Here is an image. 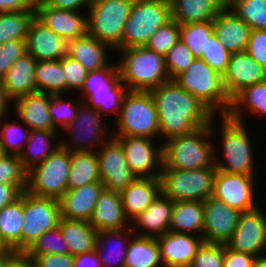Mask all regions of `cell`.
Wrapping results in <instances>:
<instances>
[{
	"label": "cell",
	"mask_w": 266,
	"mask_h": 267,
	"mask_svg": "<svg viewBox=\"0 0 266 267\" xmlns=\"http://www.w3.org/2000/svg\"><path fill=\"white\" fill-rule=\"evenodd\" d=\"M34 10V0H0V12Z\"/></svg>",
	"instance_id": "cell-58"
},
{
	"label": "cell",
	"mask_w": 266,
	"mask_h": 267,
	"mask_svg": "<svg viewBox=\"0 0 266 267\" xmlns=\"http://www.w3.org/2000/svg\"><path fill=\"white\" fill-rule=\"evenodd\" d=\"M226 6L251 30H266V0H227Z\"/></svg>",
	"instance_id": "cell-43"
},
{
	"label": "cell",
	"mask_w": 266,
	"mask_h": 267,
	"mask_svg": "<svg viewBox=\"0 0 266 267\" xmlns=\"http://www.w3.org/2000/svg\"><path fill=\"white\" fill-rule=\"evenodd\" d=\"M6 117L1 115L0 120ZM0 121V145L6 155H19L28 140L30 129L20 122ZM9 122V123H8ZM2 125V126H1ZM23 141V142H22Z\"/></svg>",
	"instance_id": "cell-44"
},
{
	"label": "cell",
	"mask_w": 266,
	"mask_h": 267,
	"mask_svg": "<svg viewBox=\"0 0 266 267\" xmlns=\"http://www.w3.org/2000/svg\"><path fill=\"white\" fill-rule=\"evenodd\" d=\"M4 267H35L33 260L24 252H16Z\"/></svg>",
	"instance_id": "cell-61"
},
{
	"label": "cell",
	"mask_w": 266,
	"mask_h": 267,
	"mask_svg": "<svg viewBox=\"0 0 266 267\" xmlns=\"http://www.w3.org/2000/svg\"><path fill=\"white\" fill-rule=\"evenodd\" d=\"M24 253L33 260L37 255L69 254V249L57 226L43 233Z\"/></svg>",
	"instance_id": "cell-45"
},
{
	"label": "cell",
	"mask_w": 266,
	"mask_h": 267,
	"mask_svg": "<svg viewBox=\"0 0 266 267\" xmlns=\"http://www.w3.org/2000/svg\"><path fill=\"white\" fill-rule=\"evenodd\" d=\"M246 52L266 69V30L250 31Z\"/></svg>",
	"instance_id": "cell-54"
},
{
	"label": "cell",
	"mask_w": 266,
	"mask_h": 267,
	"mask_svg": "<svg viewBox=\"0 0 266 267\" xmlns=\"http://www.w3.org/2000/svg\"><path fill=\"white\" fill-rule=\"evenodd\" d=\"M255 256L243 252H237L224 244L223 267H252Z\"/></svg>",
	"instance_id": "cell-56"
},
{
	"label": "cell",
	"mask_w": 266,
	"mask_h": 267,
	"mask_svg": "<svg viewBox=\"0 0 266 267\" xmlns=\"http://www.w3.org/2000/svg\"><path fill=\"white\" fill-rule=\"evenodd\" d=\"M266 80V69L250 57L246 51L232 53L225 73L223 86L232 100L245 87Z\"/></svg>",
	"instance_id": "cell-20"
},
{
	"label": "cell",
	"mask_w": 266,
	"mask_h": 267,
	"mask_svg": "<svg viewBox=\"0 0 266 267\" xmlns=\"http://www.w3.org/2000/svg\"><path fill=\"white\" fill-rule=\"evenodd\" d=\"M51 94L34 92L15 98L14 111L20 121L30 130L59 131L52 125L48 106Z\"/></svg>",
	"instance_id": "cell-24"
},
{
	"label": "cell",
	"mask_w": 266,
	"mask_h": 267,
	"mask_svg": "<svg viewBox=\"0 0 266 267\" xmlns=\"http://www.w3.org/2000/svg\"><path fill=\"white\" fill-rule=\"evenodd\" d=\"M171 20L169 0H134L125 22L120 49L145 46Z\"/></svg>",
	"instance_id": "cell-7"
},
{
	"label": "cell",
	"mask_w": 266,
	"mask_h": 267,
	"mask_svg": "<svg viewBox=\"0 0 266 267\" xmlns=\"http://www.w3.org/2000/svg\"><path fill=\"white\" fill-rule=\"evenodd\" d=\"M163 266L158 243L155 237L135 235L130 238L124 267Z\"/></svg>",
	"instance_id": "cell-38"
},
{
	"label": "cell",
	"mask_w": 266,
	"mask_h": 267,
	"mask_svg": "<svg viewBox=\"0 0 266 267\" xmlns=\"http://www.w3.org/2000/svg\"><path fill=\"white\" fill-rule=\"evenodd\" d=\"M252 267H266V255L256 256Z\"/></svg>",
	"instance_id": "cell-64"
},
{
	"label": "cell",
	"mask_w": 266,
	"mask_h": 267,
	"mask_svg": "<svg viewBox=\"0 0 266 267\" xmlns=\"http://www.w3.org/2000/svg\"><path fill=\"white\" fill-rule=\"evenodd\" d=\"M214 35L232 53L246 51L250 27L227 6L213 20Z\"/></svg>",
	"instance_id": "cell-25"
},
{
	"label": "cell",
	"mask_w": 266,
	"mask_h": 267,
	"mask_svg": "<svg viewBox=\"0 0 266 267\" xmlns=\"http://www.w3.org/2000/svg\"><path fill=\"white\" fill-rule=\"evenodd\" d=\"M99 1H102V0H91V3H96V2H99Z\"/></svg>",
	"instance_id": "cell-67"
},
{
	"label": "cell",
	"mask_w": 266,
	"mask_h": 267,
	"mask_svg": "<svg viewBox=\"0 0 266 267\" xmlns=\"http://www.w3.org/2000/svg\"><path fill=\"white\" fill-rule=\"evenodd\" d=\"M101 115L96 109L82 103L78 108L74 121L63 128L68 131L71 138L68 143L67 139L66 141L60 140V146L70 152H94L93 147L97 144L102 146L111 138V135L110 137L107 136V127H105L106 125ZM69 141L71 142L70 144Z\"/></svg>",
	"instance_id": "cell-12"
},
{
	"label": "cell",
	"mask_w": 266,
	"mask_h": 267,
	"mask_svg": "<svg viewBox=\"0 0 266 267\" xmlns=\"http://www.w3.org/2000/svg\"><path fill=\"white\" fill-rule=\"evenodd\" d=\"M161 193L160 178H136L120 192L128 221L140 215Z\"/></svg>",
	"instance_id": "cell-28"
},
{
	"label": "cell",
	"mask_w": 266,
	"mask_h": 267,
	"mask_svg": "<svg viewBox=\"0 0 266 267\" xmlns=\"http://www.w3.org/2000/svg\"><path fill=\"white\" fill-rule=\"evenodd\" d=\"M13 250L3 249L0 252V267H4V264L15 254Z\"/></svg>",
	"instance_id": "cell-63"
},
{
	"label": "cell",
	"mask_w": 266,
	"mask_h": 267,
	"mask_svg": "<svg viewBox=\"0 0 266 267\" xmlns=\"http://www.w3.org/2000/svg\"><path fill=\"white\" fill-rule=\"evenodd\" d=\"M204 242L226 244L232 237L241 212L232 209L213 196L203 201Z\"/></svg>",
	"instance_id": "cell-18"
},
{
	"label": "cell",
	"mask_w": 266,
	"mask_h": 267,
	"mask_svg": "<svg viewBox=\"0 0 266 267\" xmlns=\"http://www.w3.org/2000/svg\"><path fill=\"white\" fill-rule=\"evenodd\" d=\"M6 156V154L4 153V150H3V148L1 147V145H0V160L2 159V158H4Z\"/></svg>",
	"instance_id": "cell-65"
},
{
	"label": "cell",
	"mask_w": 266,
	"mask_h": 267,
	"mask_svg": "<svg viewBox=\"0 0 266 267\" xmlns=\"http://www.w3.org/2000/svg\"><path fill=\"white\" fill-rule=\"evenodd\" d=\"M33 262L35 267H73L74 256L70 254L37 255Z\"/></svg>",
	"instance_id": "cell-55"
},
{
	"label": "cell",
	"mask_w": 266,
	"mask_h": 267,
	"mask_svg": "<svg viewBox=\"0 0 266 267\" xmlns=\"http://www.w3.org/2000/svg\"><path fill=\"white\" fill-rule=\"evenodd\" d=\"M260 207L242 212L238 224L226 245L237 252L259 256L266 252V214Z\"/></svg>",
	"instance_id": "cell-17"
},
{
	"label": "cell",
	"mask_w": 266,
	"mask_h": 267,
	"mask_svg": "<svg viewBox=\"0 0 266 267\" xmlns=\"http://www.w3.org/2000/svg\"><path fill=\"white\" fill-rule=\"evenodd\" d=\"M0 184L18 185L23 191L27 186V171L19 156L6 155L0 160Z\"/></svg>",
	"instance_id": "cell-49"
},
{
	"label": "cell",
	"mask_w": 266,
	"mask_h": 267,
	"mask_svg": "<svg viewBox=\"0 0 266 267\" xmlns=\"http://www.w3.org/2000/svg\"><path fill=\"white\" fill-rule=\"evenodd\" d=\"M132 227L133 225L131 226V228L129 226V228H126V229L124 228L120 230L98 231L97 236H96L95 250L97 251L99 255V259L102 264V267H124L125 260H126L127 246L130 241L129 236L133 237L131 235L133 231ZM113 239H115V243L117 240L116 244L113 243L115 247L111 246L113 244H110V242L112 243ZM106 250L107 252H104Z\"/></svg>",
	"instance_id": "cell-33"
},
{
	"label": "cell",
	"mask_w": 266,
	"mask_h": 267,
	"mask_svg": "<svg viewBox=\"0 0 266 267\" xmlns=\"http://www.w3.org/2000/svg\"><path fill=\"white\" fill-rule=\"evenodd\" d=\"M103 189L101 182H93L79 188L67 189L58 199L60 217L89 222Z\"/></svg>",
	"instance_id": "cell-23"
},
{
	"label": "cell",
	"mask_w": 266,
	"mask_h": 267,
	"mask_svg": "<svg viewBox=\"0 0 266 267\" xmlns=\"http://www.w3.org/2000/svg\"><path fill=\"white\" fill-rule=\"evenodd\" d=\"M22 192L18 185L0 184V210L18 199Z\"/></svg>",
	"instance_id": "cell-57"
},
{
	"label": "cell",
	"mask_w": 266,
	"mask_h": 267,
	"mask_svg": "<svg viewBox=\"0 0 266 267\" xmlns=\"http://www.w3.org/2000/svg\"><path fill=\"white\" fill-rule=\"evenodd\" d=\"M62 71L66 77L67 93L70 91H80L86 79L88 71L77 60L65 55L61 58Z\"/></svg>",
	"instance_id": "cell-52"
},
{
	"label": "cell",
	"mask_w": 266,
	"mask_h": 267,
	"mask_svg": "<svg viewBox=\"0 0 266 267\" xmlns=\"http://www.w3.org/2000/svg\"><path fill=\"white\" fill-rule=\"evenodd\" d=\"M165 67L170 80H174L178 75L185 72L195 57L186 45L179 41L164 56Z\"/></svg>",
	"instance_id": "cell-48"
},
{
	"label": "cell",
	"mask_w": 266,
	"mask_h": 267,
	"mask_svg": "<svg viewBox=\"0 0 266 267\" xmlns=\"http://www.w3.org/2000/svg\"><path fill=\"white\" fill-rule=\"evenodd\" d=\"M120 80L132 91H151L170 80L164 56L145 46L117 50Z\"/></svg>",
	"instance_id": "cell-3"
},
{
	"label": "cell",
	"mask_w": 266,
	"mask_h": 267,
	"mask_svg": "<svg viewBox=\"0 0 266 267\" xmlns=\"http://www.w3.org/2000/svg\"><path fill=\"white\" fill-rule=\"evenodd\" d=\"M100 182L96 152H71L68 189Z\"/></svg>",
	"instance_id": "cell-39"
},
{
	"label": "cell",
	"mask_w": 266,
	"mask_h": 267,
	"mask_svg": "<svg viewBox=\"0 0 266 267\" xmlns=\"http://www.w3.org/2000/svg\"><path fill=\"white\" fill-rule=\"evenodd\" d=\"M36 59L29 53L18 58L12 67L1 78L6 97L15 98L36 92L35 67Z\"/></svg>",
	"instance_id": "cell-29"
},
{
	"label": "cell",
	"mask_w": 266,
	"mask_h": 267,
	"mask_svg": "<svg viewBox=\"0 0 266 267\" xmlns=\"http://www.w3.org/2000/svg\"><path fill=\"white\" fill-rule=\"evenodd\" d=\"M58 227L68 245L70 255L75 256L95 250L98 231L88 221L61 217Z\"/></svg>",
	"instance_id": "cell-34"
},
{
	"label": "cell",
	"mask_w": 266,
	"mask_h": 267,
	"mask_svg": "<svg viewBox=\"0 0 266 267\" xmlns=\"http://www.w3.org/2000/svg\"><path fill=\"white\" fill-rule=\"evenodd\" d=\"M220 129L222 155L226 159L221 162L214 156V165L217 170L225 173L255 175V166L249 132L244 122L232 120L228 115H221ZM218 160V161H217Z\"/></svg>",
	"instance_id": "cell-6"
},
{
	"label": "cell",
	"mask_w": 266,
	"mask_h": 267,
	"mask_svg": "<svg viewBox=\"0 0 266 267\" xmlns=\"http://www.w3.org/2000/svg\"><path fill=\"white\" fill-rule=\"evenodd\" d=\"M35 10L0 12V44L11 40H26Z\"/></svg>",
	"instance_id": "cell-42"
},
{
	"label": "cell",
	"mask_w": 266,
	"mask_h": 267,
	"mask_svg": "<svg viewBox=\"0 0 266 267\" xmlns=\"http://www.w3.org/2000/svg\"><path fill=\"white\" fill-rule=\"evenodd\" d=\"M24 191L13 203L0 210V244L5 249L22 252Z\"/></svg>",
	"instance_id": "cell-31"
},
{
	"label": "cell",
	"mask_w": 266,
	"mask_h": 267,
	"mask_svg": "<svg viewBox=\"0 0 266 267\" xmlns=\"http://www.w3.org/2000/svg\"><path fill=\"white\" fill-rule=\"evenodd\" d=\"M196 235L169 231L156 237L163 267H189L204 242L202 236Z\"/></svg>",
	"instance_id": "cell-21"
},
{
	"label": "cell",
	"mask_w": 266,
	"mask_h": 267,
	"mask_svg": "<svg viewBox=\"0 0 266 267\" xmlns=\"http://www.w3.org/2000/svg\"><path fill=\"white\" fill-rule=\"evenodd\" d=\"M150 93L157 109L160 136L164 135L166 141L208 126L216 116L174 80L162 83Z\"/></svg>",
	"instance_id": "cell-1"
},
{
	"label": "cell",
	"mask_w": 266,
	"mask_h": 267,
	"mask_svg": "<svg viewBox=\"0 0 266 267\" xmlns=\"http://www.w3.org/2000/svg\"><path fill=\"white\" fill-rule=\"evenodd\" d=\"M71 152L59 146L43 162L27 171L26 190L38 197L59 199L68 189Z\"/></svg>",
	"instance_id": "cell-10"
},
{
	"label": "cell",
	"mask_w": 266,
	"mask_h": 267,
	"mask_svg": "<svg viewBox=\"0 0 266 267\" xmlns=\"http://www.w3.org/2000/svg\"><path fill=\"white\" fill-rule=\"evenodd\" d=\"M224 244L203 242L189 267H223Z\"/></svg>",
	"instance_id": "cell-50"
},
{
	"label": "cell",
	"mask_w": 266,
	"mask_h": 267,
	"mask_svg": "<svg viewBox=\"0 0 266 267\" xmlns=\"http://www.w3.org/2000/svg\"><path fill=\"white\" fill-rule=\"evenodd\" d=\"M4 249V247L0 244V252Z\"/></svg>",
	"instance_id": "cell-68"
},
{
	"label": "cell",
	"mask_w": 266,
	"mask_h": 267,
	"mask_svg": "<svg viewBox=\"0 0 266 267\" xmlns=\"http://www.w3.org/2000/svg\"><path fill=\"white\" fill-rule=\"evenodd\" d=\"M127 220L120 192L103 189L89 221L90 225L96 231L120 230L129 228Z\"/></svg>",
	"instance_id": "cell-26"
},
{
	"label": "cell",
	"mask_w": 266,
	"mask_h": 267,
	"mask_svg": "<svg viewBox=\"0 0 266 267\" xmlns=\"http://www.w3.org/2000/svg\"><path fill=\"white\" fill-rule=\"evenodd\" d=\"M172 209L173 201L160 193L154 201L133 220L132 224L134 226L136 224L137 226L136 229L132 228L133 232L135 231L133 234H136L137 228L139 229V227L142 230L140 232L137 231L136 235L138 236L156 238L169 232Z\"/></svg>",
	"instance_id": "cell-27"
},
{
	"label": "cell",
	"mask_w": 266,
	"mask_h": 267,
	"mask_svg": "<svg viewBox=\"0 0 266 267\" xmlns=\"http://www.w3.org/2000/svg\"><path fill=\"white\" fill-rule=\"evenodd\" d=\"M171 19L179 24L213 21L225 8V0H169Z\"/></svg>",
	"instance_id": "cell-30"
},
{
	"label": "cell",
	"mask_w": 266,
	"mask_h": 267,
	"mask_svg": "<svg viewBox=\"0 0 266 267\" xmlns=\"http://www.w3.org/2000/svg\"><path fill=\"white\" fill-rule=\"evenodd\" d=\"M134 0H102L91 3L86 16L87 34L119 50L123 29Z\"/></svg>",
	"instance_id": "cell-9"
},
{
	"label": "cell",
	"mask_w": 266,
	"mask_h": 267,
	"mask_svg": "<svg viewBox=\"0 0 266 267\" xmlns=\"http://www.w3.org/2000/svg\"><path fill=\"white\" fill-rule=\"evenodd\" d=\"M109 48L111 49L106 43L86 34L84 37L68 41L67 55L79 61L90 72L110 65L106 52Z\"/></svg>",
	"instance_id": "cell-32"
},
{
	"label": "cell",
	"mask_w": 266,
	"mask_h": 267,
	"mask_svg": "<svg viewBox=\"0 0 266 267\" xmlns=\"http://www.w3.org/2000/svg\"><path fill=\"white\" fill-rule=\"evenodd\" d=\"M216 168L178 170L162 168L161 193L172 201H205L213 195Z\"/></svg>",
	"instance_id": "cell-11"
},
{
	"label": "cell",
	"mask_w": 266,
	"mask_h": 267,
	"mask_svg": "<svg viewBox=\"0 0 266 267\" xmlns=\"http://www.w3.org/2000/svg\"><path fill=\"white\" fill-rule=\"evenodd\" d=\"M49 0H36L34 2H48Z\"/></svg>",
	"instance_id": "cell-66"
},
{
	"label": "cell",
	"mask_w": 266,
	"mask_h": 267,
	"mask_svg": "<svg viewBox=\"0 0 266 267\" xmlns=\"http://www.w3.org/2000/svg\"><path fill=\"white\" fill-rule=\"evenodd\" d=\"M255 177L216 170L212 196L241 213L251 211L258 207L254 197Z\"/></svg>",
	"instance_id": "cell-16"
},
{
	"label": "cell",
	"mask_w": 266,
	"mask_h": 267,
	"mask_svg": "<svg viewBox=\"0 0 266 267\" xmlns=\"http://www.w3.org/2000/svg\"><path fill=\"white\" fill-rule=\"evenodd\" d=\"M231 53L227 51L222 43L213 35L208 42L206 53H203L202 59L207 65L221 76L225 73Z\"/></svg>",
	"instance_id": "cell-51"
},
{
	"label": "cell",
	"mask_w": 266,
	"mask_h": 267,
	"mask_svg": "<svg viewBox=\"0 0 266 267\" xmlns=\"http://www.w3.org/2000/svg\"><path fill=\"white\" fill-rule=\"evenodd\" d=\"M100 147V149L96 147L95 151L99 164L100 182L106 190L121 192L137 176L128 166L124 149L115 138L111 137Z\"/></svg>",
	"instance_id": "cell-15"
},
{
	"label": "cell",
	"mask_w": 266,
	"mask_h": 267,
	"mask_svg": "<svg viewBox=\"0 0 266 267\" xmlns=\"http://www.w3.org/2000/svg\"><path fill=\"white\" fill-rule=\"evenodd\" d=\"M23 218L22 252H25L43 233L58 226L61 218L58 199L38 197L24 190Z\"/></svg>",
	"instance_id": "cell-13"
},
{
	"label": "cell",
	"mask_w": 266,
	"mask_h": 267,
	"mask_svg": "<svg viewBox=\"0 0 266 267\" xmlns=\"http://www.w3.org/2000/svg\"><path fill=\"white\" fill-rule=\"evenodd\" d=\"M127 91L120 80L118 66L110 64L106 68L88 72L79 92L87 106L96 109L102 116H105L102 112L106 110L118 118Z\"/></svg>",
	"instance_id": "cell-8"
},
{
	"label": "cell",
	"mask_w": 266,
	"mask_h": 267,
	"mask_svg": "<svg viewBox=\"0 0 266 267\" xmlns=\"http://www.w3.org/2000/svg\"><path fill=\"white\" fill-rule=\"evenodd\" d=\"M180 40L195 58L206 53L209 39L214 35L213 21L179 24Z\"/></svg>",
	"instance_id": "cell-41"
},
{
	"label": "cell",
	"mask_w": 266,
	"mask_h": 267,
	"mask_svg": "<svg viewBox=\"0 0 266 267\" xmlns=\"http://www.w3.org/2000/svg\"><path fill=\"white\" fill-rule=\"evenodd\" d=\"M179 23L171 19L169 22L157 29L155 34L149 38L145 47L165 56L168 51L179 41Z\"/></svg>",
	"instance_id": "cell-47"
},
{
	"label": "cell",
	"mask_w": 266,
	"mask_h": 267,
	"mask_svg": "<svg viewBox=\"0 0 266 267\" xmlns=\"http://www.w3.org/2000/svg\"><path fill=\"white\" fill-rule=\"evenodd\" d=\"M60 133L59 131L30 130L28 140L23 150L18 155L26 171L43 162L51 155L60 143L53 144L54 138ZM52 144L54 145L52 147ZM56 146V147H55Z\"/></svg>",
	"instance_id": "cell-36"
},
{
	"label": "cell",
	"mask_w": 266,
	"mask_h": 267,
	"mask_svg": "<svg viewBox=\"0 0 266 267\" xmlns=\"http://www.w3.org/2000/svg\"><path fill=\"white\" fill-rule=\"evenodd\" d=\"M123 147L126 161L138 178H159L163 164V146L153 139L136 136H111Z\"/></svg>",
	"instance_id": "cell-14"
},
{
	"label": "cell",
	"mask_w": 266,
	"mask_h": 267,
	"mask_svg": "<svg viewBox=\"0 0 266 267\" xmlns=\"http://www.w3.org/2000/svg\"><path fill=\"white\" fill-rule=\"evenodd\" d=\"M36 92L62 94L67 91L65 74L62 71L61 59L37 61L35 67Z\"/></svg>",
	"instance_id": "cell-40"
},
{
	"label": "cell",
	"mask_w": 266,
	"mask_h": 267,
	"mask_svg": "<svg viewBox=\"0 0 266 267\" xmlns=\"http://www.w3.org/2000/svg\"><path fill=\"white\" fill-rule=\"evenodd\" d=\"M77 101V102H76ZM77 103V104H76ZM83 103L82 100H74L73 102H66L63 100L62 94L51 95V100L48 106L49 114L51 116L52 125L57 129H62L72 123L77 116V111L80 105Z\"/></svg>",
	"instance_id": "cell-46"
},
{
	"label": "cell",
	"mask_w": 266,
	"mask_h": 267,
	"mask_svg": "<svg viewBox=\"0 0 266 267\" xmlns=\"http://www.w3.org/2000/svg\"><path fill=\"white\" fill-rule=\"evenodd\" d=\"M11 102L5 95L3 86H2V81L0 79V116L1 115H6L7 113V105L8 103Z\"/></svg>",
	"instance_id": "cell-62"
},
{
	"label": "cell",
	"mask_w": 266,
	"mask_h": 267,
	"mask_svg": "<svg viewBox=\"0 0 266 267\" xmlns=\"http://www.w3.org/2000/svg\"><path fill=\"white\" fill-rule=\"evenodd\" d=\"M25 53H27L25 40H11L0 44V79Z\"/></svg>",
	"instance_id": "cell-53"
},
{
	"label": "cell",
	"mask_w": 266,
	"mask_h": 267,
	"mask_svg": "<svg viewBox=\"0 0 266 267\" xmlns=\"http://www.w3.org/2000/svg\"><path fill=\"white\" fill-rule=\"evenodd\" d=\"M47 3L60 10L80 11L84 6L89 7L91 0H49Z\"/></svg>",
	"instance_id": "cell-59"
},
{
	"label": "cell",
	"mask_w": 266,
	"mask_h": 267,
	"mask_svg": "<svg viewBox=\"0 0 266 267\" xmlns=\"http://www.w3.org/2000/svg\"><path fill=\"white\" fill-rule=\"evenodd\" d=\"M245 109L250 111L249 114L266 115V80L247 86L240 91L231 100V108L227 115L234 121L244 122L242 117Z\"/></svg>",
	"instance_id": "cell-37"
},
{
	"label": "cell",
	"mask_w": 266,
	"mask_h": 267,
	"mask_svg": "<svg viewBox=\"0 0 266 267\" xmlns=\"http://www.w3.org/2000/svg\"><path fill=\"white\" fill-rule=\"evenodd\" d=\"M204 208L200 201H173L169 231L176 233H199L204 226Z\"/></svg>",
	"instance_id": "cell-35"
},
{
	"label": "cell",
	"mask_w": 266,
	"mask_h": 267,
	"mask_svg": "<svg viewBox=\"0 0 266 267\" xmlns=\"http://www.w3.org/2000/svg\"><path fill=\"white\" fill-rule=\"evenodd\" d=\"M118 132L111 136H136L154 139L160 135L157 109L150 91L128 90L124 95L119 117Z\"/></svg>",
	"instance_id": "cell-5"
},
{
	"label": "cell",
	"mask_w": 266,
	"mask_h": 267,
	"mask_svg": "<svg viewBox=\"0 0 266 267\" xmlns=\"http://www.w3.org/2000/svg\"><path fill=\"white\" fill-rule=\"evenodd\" d=\"M214 118L210 125L194 130L181 136L165 141L163 146L162 168L178 170H198L202 168H216L214 143L210 138L214 136ZM209 138V139H208ZM214 147V148H213Z\"/></svg>",
	"instance_id": "cell-2"
},
{
	"label": "cell",
	"mask_w": 266,
	"mask_h": 267,
	"mask_svg": "<svg viewBox=\"0 0 266 267\" xmlns=\"http://www.w3.org/2000/svg\"><path fill=\"white\" fill-rule=\"evenodd\" d=\"M174 81L198 98L215 115L221 116L229 113L231 99L224 89L222 76L202 59L195 58L188 69L178 75Z\"/></svg>",
	"instance_id": "cell-4"
},
{
	"label": "cell",
	"mask_w": 266,
	"mask_h": 267,
	"mask_svg": "<svg viewBox=\"0 0 266 267\" xmlns=\"http://www.w3.org/2000/svg\"><path fill=\"white\" fill-rule=\"evenodd\" d=\"M73 267H102L96 250L74 256Z\"/></svg>",
	"instance_id": "cell-60"
},
{
	"label": "cell",
	"mask_w": 266,
	"mask_h": 267,
	"mask_svg": "<svg viewBox=\"0 0 266 267\" xmlns=\"http://www.w3.org/2000/svg\"><path fill=\"white\" fill-rule=\"evenodd\" d=\"M35 17L67 41L87 34L86 15L79 11L60 10L47 2H34Z\"/></svg>",
	"instance_id": "cell-19"
},
{
	"label": "cell",
	"mask_w": 266,
	"mask_h": 267,
	"mask_svg": "<svg viewBox=\"0 0 266 267\" xmlns=\"http://www.w3.org/2000/svg\"><path fill=\"white\" fill-rule=\"evenodd\" d=\"M26 50L36 61L60 60L67 55L68 41L41 23L35 16L26 35Z\"/></svg>",
	"instance_id": "cell-22"
}]
</instances>
